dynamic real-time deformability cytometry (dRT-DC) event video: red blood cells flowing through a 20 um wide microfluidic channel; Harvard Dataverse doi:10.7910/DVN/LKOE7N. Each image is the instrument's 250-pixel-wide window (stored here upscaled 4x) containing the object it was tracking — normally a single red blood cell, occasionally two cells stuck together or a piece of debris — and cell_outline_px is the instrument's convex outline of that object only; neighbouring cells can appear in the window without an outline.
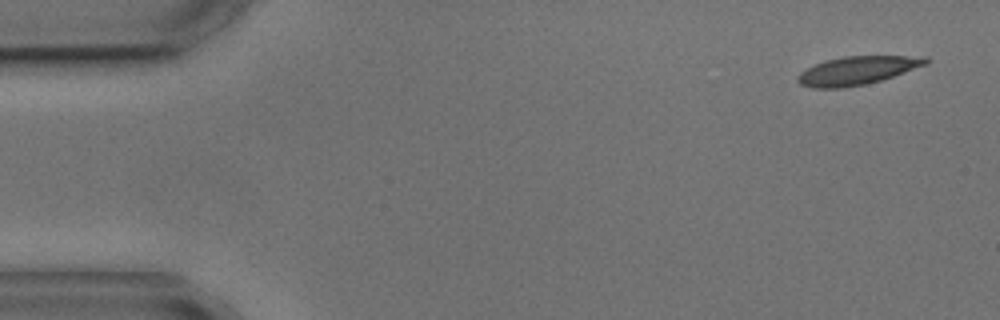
{"species": "common noctule bat (a hibernating species)", "species_latin": "Nyctalus noctula", "temperature_condition": "cold", "stored_images_in_passage": 10, "camera_frame_rate_fps": 3000, "um_per_image_px": 0.085, "animal": {"sex": "male", "body_mass_g": 17.9, "forearm_length_mm": 54.2}, "frame": {"image": 1, "passage_image": 1, "time_ms": 0.0, "image_size_px": [1000, 320], "cell_outline_px": [[928, 64], [880, 80], [864, 84], [840, 88], [812, 88], [800, 84], [796, 80], [796, 76], [800, 72], [816, 64], [828, 60], [844, 56], [928, 56]], "centroid_in_image_um": [72.85, 5.99], "position_along_channel_um": 12.1, "area_um2": 20.92}}
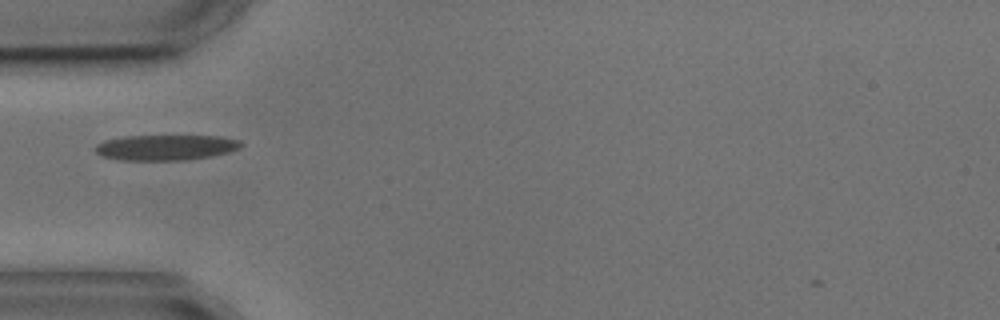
{"frame": {"image": 2, "passage_image": 4, "time_ms": 4.667, "image_size_px": [1000, 320], "cell_outline_px": [[244, 144], [240, 148], [228, 152], [212, 156], [184, 160], [120, 160], [100, 156], [92, 148], [96, 144], [104, 140], [124, 136], [220, 136], [240, 140]], "centroid_in_image_um": [14.06, 12.53], "position_along_channel_um": 70.9, "area_um2": 21.85}}
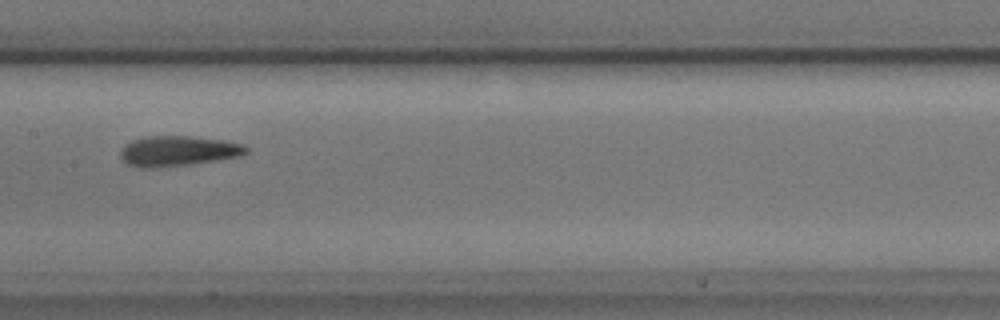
{"frame": {"image": 3, "passage_image": 7, "time_ms": 8.0, "image_size_px": [1000, 320], "cell_outline_px": [[248, 152], [240, 156], [192, 164], [152, 168], [140, 168], [128, 164], [120, 160], [120, 152], [132, 140], [148, 136], [188, 136], [224, 140], [240, 144], [248, 148]], "centroid_in_image_um": [15.11, 12.84], "position_along_channel_um": 192.3, "area_um2": 22.02}}